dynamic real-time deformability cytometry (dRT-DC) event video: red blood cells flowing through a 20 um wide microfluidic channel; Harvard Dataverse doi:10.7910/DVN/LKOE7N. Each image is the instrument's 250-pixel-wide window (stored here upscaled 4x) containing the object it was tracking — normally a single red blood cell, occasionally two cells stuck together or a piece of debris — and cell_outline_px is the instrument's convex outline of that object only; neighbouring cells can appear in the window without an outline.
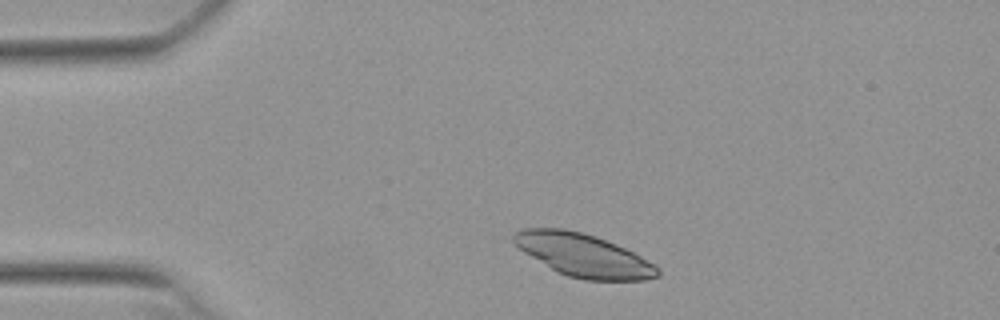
{"species": "Egyptian fruit bat (a non-hibernating species)", "species_latin": "Rousettus aegyptiacus", "temperature_condition": "warm", "stored_images_in_passage": 18, "camera_frame_rate_fps": 3000, "um_per_image_px": 0.085, "animal": {"sex": "female"}, "frame": {"image": 1, "passage_image": 4, "time_ms": 1.0, "image_size_px": [1000, 320], "cell_outline_px": [[660, 276], [644, 280], [584, 280], [568, 276], [556, 272], [524, 252], [512, 240], [512, 232], [524, 228], [564, 228], [596, 236], [616, 244], [640, 256], [660, 268]], "centroid_in_image_um": [49.57, 21.69], "position_along_channel_um": 35.4, "area_um2": 35.95}}